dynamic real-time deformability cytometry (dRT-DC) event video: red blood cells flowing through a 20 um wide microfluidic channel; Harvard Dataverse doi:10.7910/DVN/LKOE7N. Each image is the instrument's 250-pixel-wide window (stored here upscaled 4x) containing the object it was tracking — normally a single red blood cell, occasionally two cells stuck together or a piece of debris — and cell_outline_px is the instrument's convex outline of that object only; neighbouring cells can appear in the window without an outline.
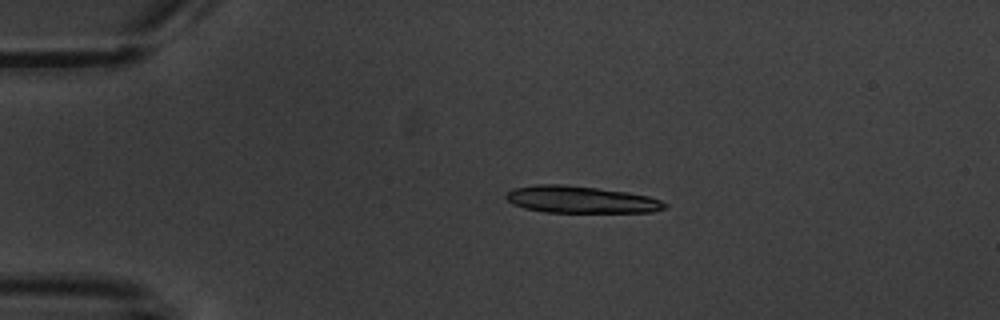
{"species": "common noctule bat (a hibernating species)", "species_latin": "Nyctalus noctula", "temperature_condition": "warm", "stored_images_in_passage": 3, "camera_frame_rate_fps": 3000, "um_per_image_px": 0.085, "animal": {"sex": "male", "body_mass_g": 20.1, "forearm_length_mm": 53.5}, "frame": {"image": 1, "passage_image": 2, "time_ms": 2.0, "image_size_px": [1000, 320], "cell_outline_px": [[668, 208], [652, 212], [544, 212], [524, 208], [512, 204], [504, 196], [512, 188], [536, 184], [564, 184], [628, 192], [648, 196], [660, 200], [668, 204]], "centroid_in_image_um": [49.37, 16.96], "position_along_channel_um": 35.6, "area_um2": 25.09}}